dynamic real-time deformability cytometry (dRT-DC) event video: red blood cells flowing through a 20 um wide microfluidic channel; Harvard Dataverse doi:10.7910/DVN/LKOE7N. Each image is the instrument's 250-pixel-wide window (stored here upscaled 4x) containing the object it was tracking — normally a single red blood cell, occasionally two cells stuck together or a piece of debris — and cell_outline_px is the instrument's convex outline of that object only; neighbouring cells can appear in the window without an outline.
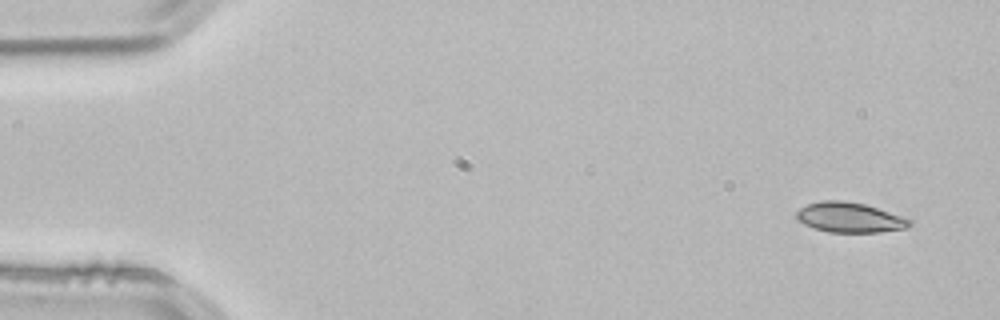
{"species": "common noctule bat (a hibernating species)", "species_latin": "Nyctalus noctula", "temperature_condition": "room temperature", "stored_images_in_passage": 10, "camera_frame_rate_fps": 3000, "um_per_image_px": 0.085, "animal": {"sex": "male", "body_mass_g": 21.5, "forearm_length_mm": 52.0}, "frame": {"image": 1, "passage_image": 1, "time_ms": 0.0, "image_size_px": [1000, 320], "cell_outline_px": [[912, 224], [908, 228], [880, 232], [828, 232], [804, 224], [796, 216], [796, 212], [800, 208], [808, 204], [820, 200], [844, 200], [864, 204], [912, 220]], "centroid_in_image_um": [72.22, 18.48], "position_along_channel_um": 12.8, "area_um2": 19.59}}